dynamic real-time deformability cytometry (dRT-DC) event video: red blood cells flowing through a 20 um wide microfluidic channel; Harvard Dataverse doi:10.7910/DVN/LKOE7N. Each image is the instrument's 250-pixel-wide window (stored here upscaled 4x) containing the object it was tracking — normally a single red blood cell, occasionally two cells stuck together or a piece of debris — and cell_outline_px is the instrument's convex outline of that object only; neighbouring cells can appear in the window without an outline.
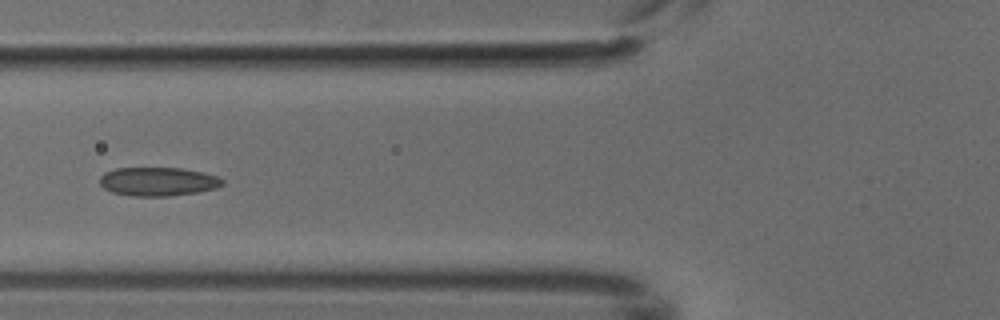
{"species": "common noctule bat (a hibernating species)", "species_latin": "Nyctalus noctula", "temperature_condition": "cold", "stored_images_in_passage": 6, "camera_frame_rate_fps": 3000, "um_per_image_px": 0.085, "animal": {"sex": "male", "body_mass_g": 18.8}, "frame": {"image": 1, "passage_image": 5, "time_ms": 1.333, "image_size_px": [1000, 320], "cell_outline_px": [[224, 184], [216, 188], [196, 192], [168, 196], [132, 196], [112, 192], [104, 188], [100, 184], [100, 176], [104, 172], [116, 168], [180, 168], [200, 172], [216, 176], [224, 180]], "centroid_in_image_um": [13.4, 15.43], "position_along_channel_um": 112.4, "area_um2": 20.4}}
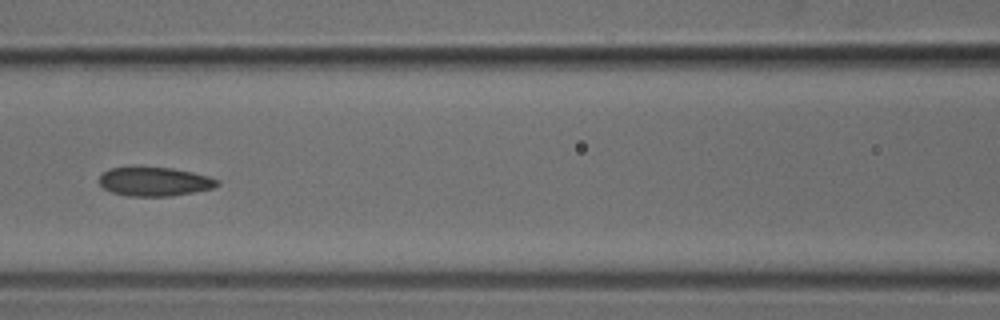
{"frame": {"image": 2, "passage_image": 6, "time_ms": 1.667, "image_size_px": [1000, 320], "cell_outline_px": [[220, 184], [216, 188], [172, 196], [128, 196], [112, 192], [104, 188], [100, 184], [100, 176], [108, 168], [172, 168], [192, 172], [208, 176], [220, 180]], "centroid_in_image_um": [13.2, 15.45], "position_along_channel_um": 153.4, "area_um2": 19.77}}